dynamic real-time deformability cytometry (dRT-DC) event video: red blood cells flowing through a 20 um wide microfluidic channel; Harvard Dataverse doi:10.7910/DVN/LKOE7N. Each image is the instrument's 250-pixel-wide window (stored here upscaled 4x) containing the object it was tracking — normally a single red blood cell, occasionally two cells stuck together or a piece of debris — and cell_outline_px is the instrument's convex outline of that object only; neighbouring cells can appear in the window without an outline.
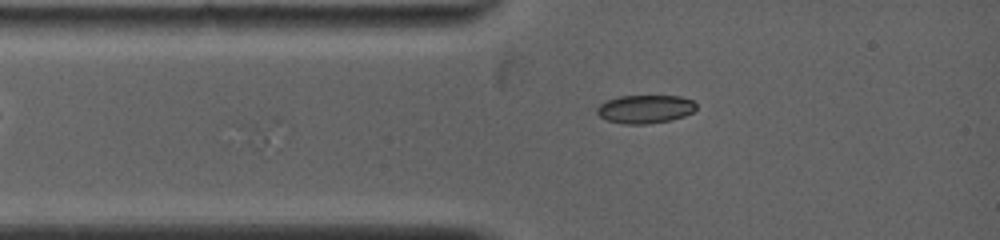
{"species": "common noctule bat (a hibernating species)", "species_latin": "Nyctalus noctula", "temperature_condition": "warm", "stored_images_in_passage": 4, "camera_frame_rate_fps": 5000, "um_per_image_px": 0.085, "animal": {"sex": "female", "body_mass_g": 19.0, "forearm_length_mm": 53.3}, "frame": {"image": 1, "passage_image": 4, "time_ms": 0.6, "image_size_px": [1000, 240], "cell_outline_px": [[696, 108], [692, 112], [684, 116], [672, 120], [648, 124], [624, 124], [604, 120], [596, 112], [596, 108], [600, 104], [608, 100], [620, 96], [680, 96], [692, 100], [696, 104]], "centroid_in_image_um": [54.83, 9.28], "position_along_channel_um": 30.2, "area_um2": 16.47}}